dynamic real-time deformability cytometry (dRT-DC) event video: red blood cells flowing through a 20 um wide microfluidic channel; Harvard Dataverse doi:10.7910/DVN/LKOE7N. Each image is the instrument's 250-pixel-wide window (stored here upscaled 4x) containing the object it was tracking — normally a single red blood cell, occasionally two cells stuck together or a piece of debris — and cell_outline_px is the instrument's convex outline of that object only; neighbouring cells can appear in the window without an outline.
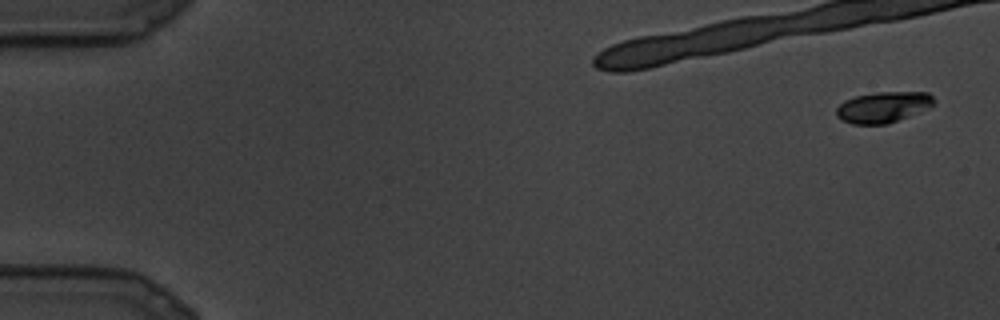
{"species": "common noctule bat (a hibernating species)", "species_latin": "Nyctalus noctula", "temperature_condition": "cold", "stored_images_in_passage": 8, "camera_frame_rate_fps": 3000, "um_per_image_px": 0.085, "animal": {"sex": "male", "body_mass_g": 19.5, "forearm_length_mm": 54.6}, "frame": {"image": 1, "passage_image": 1, "time_ms": 0.0, "image_size_px": [1000, 320], "cell_outline_px": [[936, 104], [928, 108], [888, 124], [852, 124], [840, 120], [836, 116], [836, 108], [844, 100], [856, 96], [872, 92], [928, 92], [936, 100]], "centroid_in_image_um": [75.06, 9.1], "position_along_channel_um": 9.9, "area_um2": 17.74}}